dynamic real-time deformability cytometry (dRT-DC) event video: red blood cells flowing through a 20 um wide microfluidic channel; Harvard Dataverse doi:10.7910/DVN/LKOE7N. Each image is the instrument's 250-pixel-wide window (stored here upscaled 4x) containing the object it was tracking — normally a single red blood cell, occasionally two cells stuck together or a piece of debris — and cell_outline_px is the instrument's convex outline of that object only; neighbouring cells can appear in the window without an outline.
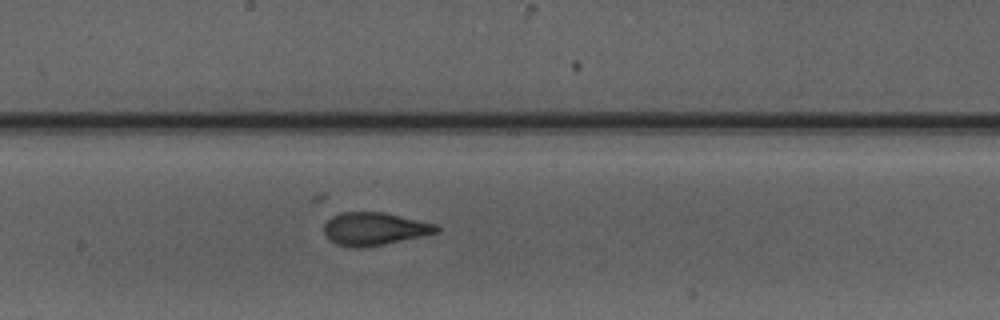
{"species": "Egyptian fruit bat (a non-hibernating species)", "species_latin": "Rousettus aegyptiacus", "temperature_condition": "warm", "stored_images_in_passage": 8, "camera_frame_rate_fps": 3000, "um_per_image_px": 0.085, "animal": {"sex": "male"}, "frame": {"image": 1, "passage_image": 8, "time_ms": 9.333, "image_size_px": [1000, 320], "cell_outline_px": [[440, 232], [384, 244], [360, 248], [352, 248], [336, 244], [328, 240], [324, 232], [324, 224], [332, 216], [340, 212], [384, 212], [436, 224], [440, 228]], "centroid_in_image_um": [31.8, 19.45], "position_along_channel_um": 216.4, "area_um2": 21.62}}